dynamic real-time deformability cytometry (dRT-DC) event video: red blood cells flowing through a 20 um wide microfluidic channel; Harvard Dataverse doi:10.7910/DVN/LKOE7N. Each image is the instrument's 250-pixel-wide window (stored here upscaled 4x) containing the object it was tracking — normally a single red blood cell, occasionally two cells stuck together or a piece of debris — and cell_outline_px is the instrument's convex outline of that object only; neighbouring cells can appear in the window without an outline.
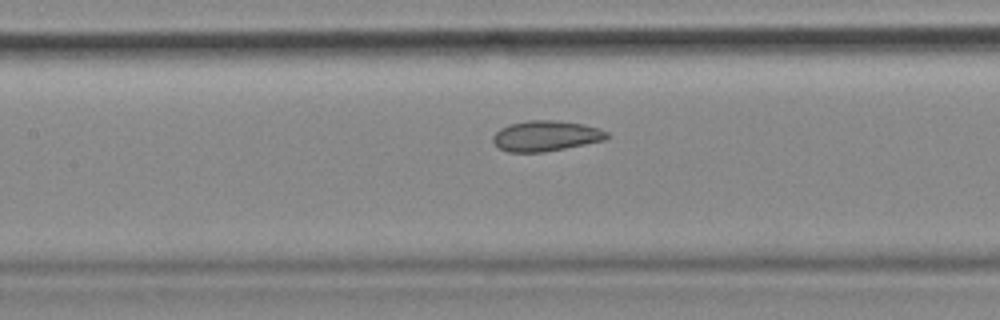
{"species": "common noctule bat (a hibernating species)", "species_latin": "Nyctalus noctula", "temperature_condition": "cold", "stored_images_in_passage": 56, "camera_frame_rate_fps": 3000, "um_per_image_px": 0.085, "animal": {"sex": "female", "body_mass_g": 18.4}, "frame": {"image": 1, "passage_image": 25, "time_ms": 8.0, "image_size_px": [1000, 320], "cell_outline_px": [[612, 136], [604, 140], [544, 152], [508, 152], [500, 148], [492, 140], [492, 136], [500, 128], [508, 124], [528, 120], [556, 120], [584, 124], [600, 128], [608, 132]], "centroid_in_image_um": [46.41, 11.54], "position_along_channel_um": 161.0, "area_um2": 20.35}, "authors_computed_cell_mechanics": {"area_um2": 21.8195, "velocity_mm_per_s": 3.5866, "shape_relaxation_time_tau1_ms": 8.1668, "shape_relaxation_time_tau2_ms": 2.262, "deformation_change_tau1": 0.1034, "deformation_change_tau2": 0.0711}}